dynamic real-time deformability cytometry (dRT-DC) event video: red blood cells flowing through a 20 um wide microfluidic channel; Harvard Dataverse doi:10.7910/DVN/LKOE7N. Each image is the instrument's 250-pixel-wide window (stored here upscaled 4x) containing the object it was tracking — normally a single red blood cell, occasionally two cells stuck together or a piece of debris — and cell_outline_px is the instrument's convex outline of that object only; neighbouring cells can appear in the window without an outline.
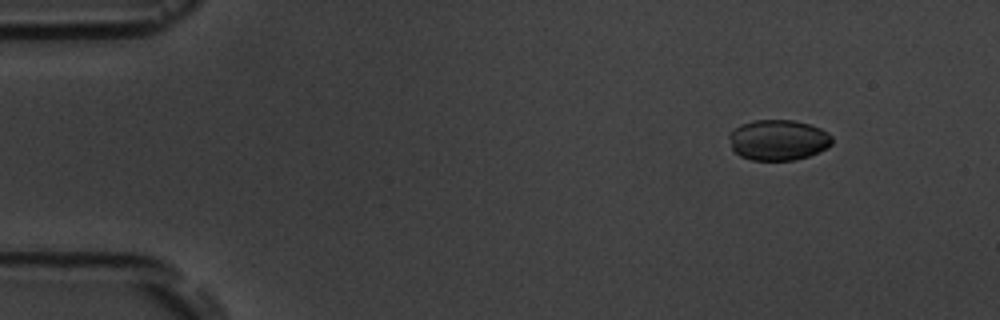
{"species": "common noctule bat (a hibernating species)", "species_latin": "Nyctalus noctula", "temperature_condition": "room temperature", "stored_images_in_passage": 4, "camera_frame_rate_fps": 3000, "um_per_image_px": 0.085, "animal": {"sex": "male", "body_mass_g": 19.5, "forearm_length_mm": 54.6}, "frame": {"image": 1, "passage_image": 2, "time_ms": 1.333, "image_size_px": [1000, 320], "cell_outline_px": [[832, 144], [828, 148], [820, 152], [796, 160], [752, 160], [740, 156], [732, 148], [728, 136], [740, 124], [752, 120], [792, 120], [808, 124], [820, 128], [828, 132], [832, 136]], "centroid_in_image_um": [66.17, 11.9], "position_along_channel_um": 18.8, "area_um2": 24.45}}